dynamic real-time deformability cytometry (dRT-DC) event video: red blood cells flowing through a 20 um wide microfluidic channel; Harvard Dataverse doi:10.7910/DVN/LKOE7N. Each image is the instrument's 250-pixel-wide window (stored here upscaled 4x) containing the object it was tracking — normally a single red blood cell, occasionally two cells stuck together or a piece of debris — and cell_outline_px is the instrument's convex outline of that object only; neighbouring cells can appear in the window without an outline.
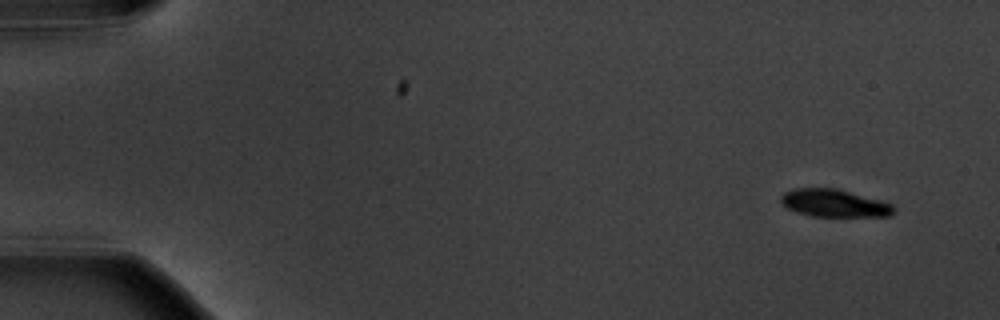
{"species": "common noctule bat (a hibernating species)", "species_latin": "Nyctalus noctula", "temperature_condition": "warm", "stored_images_in_passage": 5, "camera_frame_rate_fps": 3000, "um_per_image_px": 0.085, "animal": {"sex": "male", "body_mass_g": 20.1, "forearm_length_mm": 53.5}, "frame": {"image": 1, "passage_image": 1, "time_ms": 0.0, "image_size_px": [1000, 320], "cell_outline_px": [[896, 212], [892, 216], [812, 216], [788, 208], [780, 204], [780, 196], [784, 192], [792, 188], [836, 188], [880, 200], [892, 204], [896, 208]], "centroid_in_image_um": [70.92, 17.26], "position_along_channel_um": 14.1, "area_um2": 18.21}}
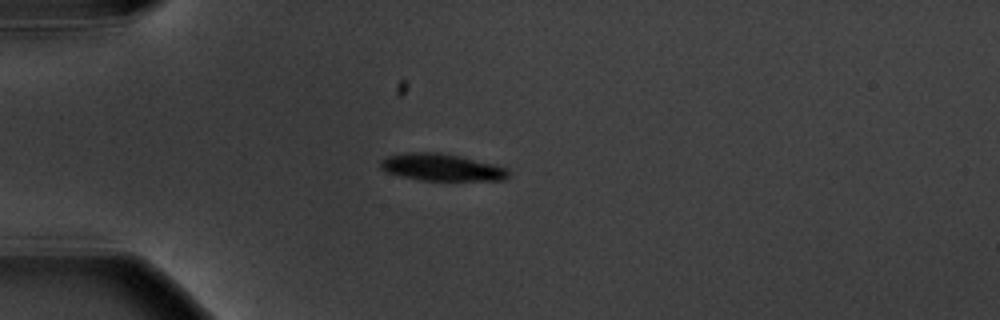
{"frame": {"image": 2, "passage_image": 4, "time_ms": 4.0, "image_size_px": [1000, 320], "cell_outline_px": [[508, 176], [504, 180], [420, 180], [388, 172], [380, 168], [380, 160], [384, 156], [404, 152], [440, 152], [460, 156], [496, 164], [508, 168]], "centroid_in_image_um": [37.53, 14.2], "position_along_channel_um": 47.5, "area_um2": 20.29}}